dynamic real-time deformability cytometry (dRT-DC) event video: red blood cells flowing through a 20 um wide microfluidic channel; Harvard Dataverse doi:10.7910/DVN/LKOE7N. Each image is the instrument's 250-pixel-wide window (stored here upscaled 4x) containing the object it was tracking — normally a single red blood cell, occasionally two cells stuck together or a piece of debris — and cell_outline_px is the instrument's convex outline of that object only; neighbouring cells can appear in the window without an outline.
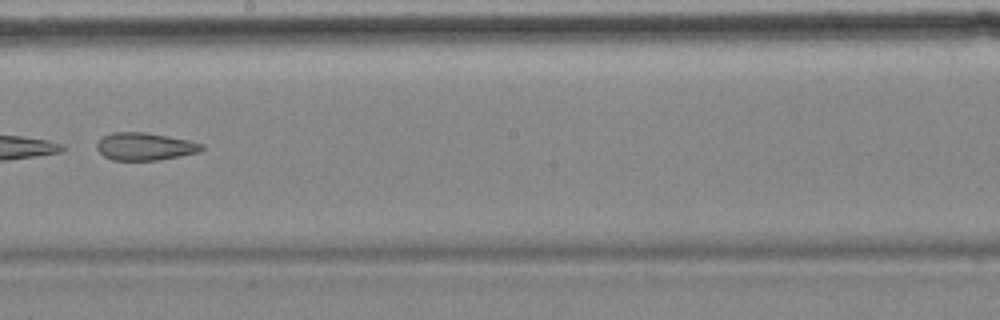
{"species": "common noctule bat (a hibernating species)", "species_latin": "Nyctalus noctula", "temperature_condition": "cold", "stored_images_in_passage": 8, "camera_frame_rate_fps": 3000, "um_per_image_px": 0.085, "animal": {"sex": "female", "body_mass_g": 18.4}, "frame": {"image": 1, "passage_image": 8, "time_ms": 8.333, "image_size_px": [1000, 320], "cell_outline_px": [[204, 148], [200, 152], [156, 160], [112, 160], [104, 156], [96, 148], [96, 144], [104, 136], [112, 132], [144, 132], [168, 136], [188, 140], [204, 144]], "centroid_in_image_um": [12.32, 12.45], "position_along_channel_um": 235.9, "area_um2": 16.76}}